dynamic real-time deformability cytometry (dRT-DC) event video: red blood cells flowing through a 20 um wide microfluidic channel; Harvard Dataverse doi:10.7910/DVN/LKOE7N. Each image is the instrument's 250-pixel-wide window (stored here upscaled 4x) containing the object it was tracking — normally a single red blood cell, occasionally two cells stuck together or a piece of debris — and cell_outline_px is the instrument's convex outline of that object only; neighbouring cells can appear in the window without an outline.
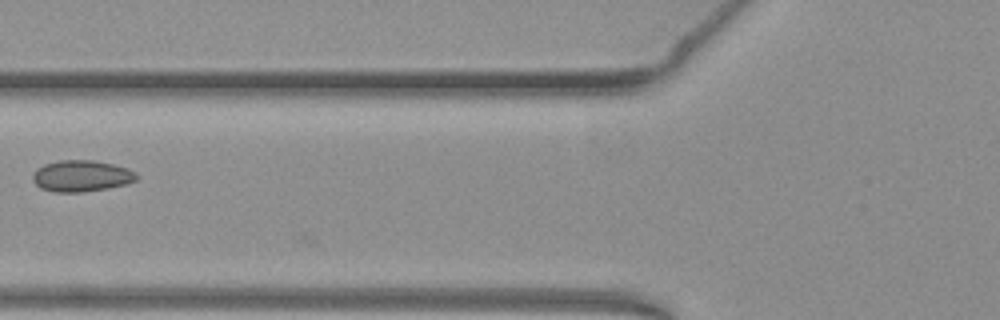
{"species": "common noctule bat (a hibernating species)", "species_latin": "Nyctalus noctula", "temperature_condition": "warm", "stored_images_in_passage": 8, "camera_frame_rate_fps": 3000, "um_per_image_px": 0.085, "animal": {"sex": "female", "body_mass_g": 19.3, "forearm_length_mm": 54.1}, "frame": {"image": 1, "passage_image": 6, "time_ms": 1.667, "image_size_px": [1000, 320], "cell_outline_px": [[136, 180], [124, 184], [108, 188], [80, 192], [56, 192], [40, 188], [32, 180], [32, 176], [36, 168], [44, 164], [60, 160], [96, 160], [128, 168], [136, 172]], "centroid_in_image_um": [6.89, 14.95], "position_along_channel_um": 118.9, "area_um2": 18.96}}